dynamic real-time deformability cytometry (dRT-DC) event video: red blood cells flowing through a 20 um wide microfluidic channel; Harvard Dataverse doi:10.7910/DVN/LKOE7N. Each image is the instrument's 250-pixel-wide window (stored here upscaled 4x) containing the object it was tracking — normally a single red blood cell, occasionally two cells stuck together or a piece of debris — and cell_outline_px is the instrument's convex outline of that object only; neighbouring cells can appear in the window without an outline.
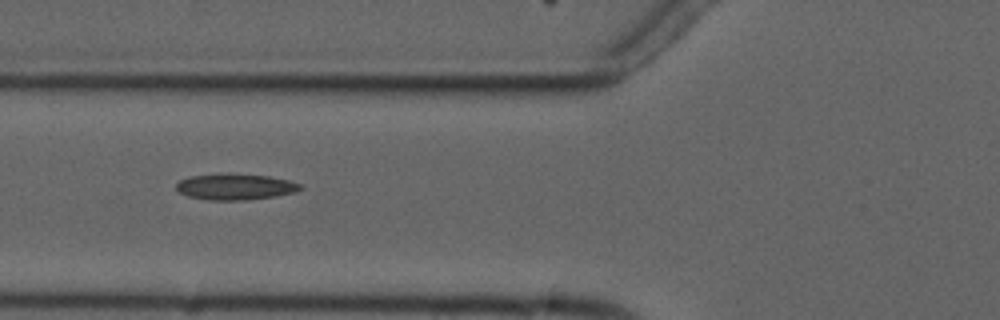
{"species": "common noctule bat (a hibernating species)", "species_latin": "Nyctalus noctula", "temperature_condition": "cold", "stored_images_in_passage": 3, "camera_frame_rate_fps": 3000, "um_per_image_px": 0.085, "animal": {"sex": "male", "forearm_length_mm": 52.5}, "frame": {"image": 1, "passage_image": 2, "time_ms": 1.0, "image_size_px": [1000, 320], "cell_outline_px": [[304, 188], [296, 192], [276, 196], [248, 200], [208, 200], [188, 196], [180, 192], [176, 188], [176, 184], [180, 180], [188, 176], [220, 172], [228, 172], [268, 176], [288, 180], [300, 184]], "centroid_in_image_um": [19.99, 15.85], "position_along_channel_um": 105.8, "area_um2": 19.31}}
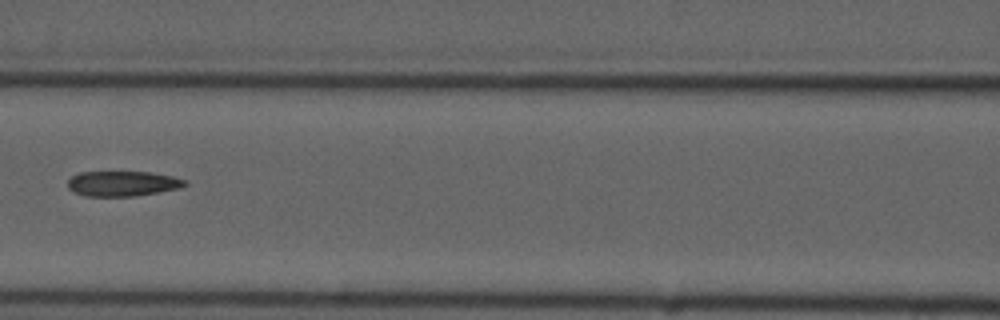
{"frame": {"image": 2, "passage_image": 3, "time_ms": 2.333, "image_size_px": [1000, 320], "cell_outline_px": [[188, 184], [180, 188], [132, 196], [84, 196], [68, 188], [68, 180], [72, 176], [80, 172], [152, 172], [172, 176], [188, 180]], "centroid_in_image_um": [10.44, 15.59], "position_along_channel_um": 156.2, "area_um2": 17.11}}